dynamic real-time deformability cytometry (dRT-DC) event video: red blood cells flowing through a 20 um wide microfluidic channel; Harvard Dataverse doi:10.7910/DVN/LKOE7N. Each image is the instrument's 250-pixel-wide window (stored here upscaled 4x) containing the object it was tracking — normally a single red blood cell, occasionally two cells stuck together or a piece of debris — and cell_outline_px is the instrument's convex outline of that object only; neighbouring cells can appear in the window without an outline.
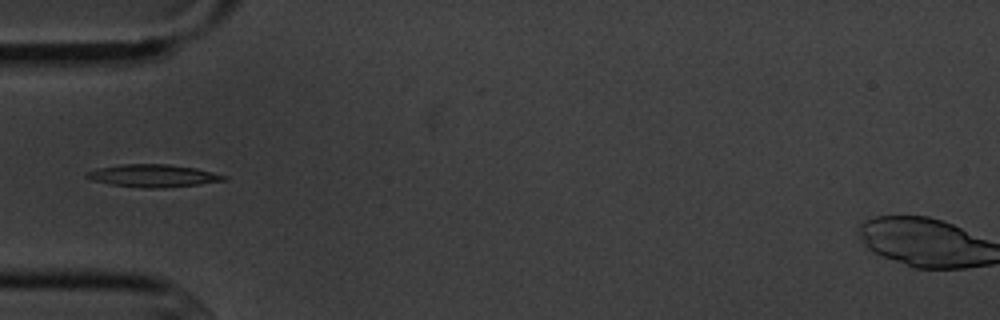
{"species": "common noctule bat (a hibernating species)", "species_latin": "Nyctalus noctula", "temperature_condition": "cold", "stored_images_in_passage": 6, "camera_frame_rate_fps": 3000, "um_per_image_px": 0.085, "animal": {"sex": "male", "body_mass_g": 20.1, "forearm_length_mm": 53.5}, "frame": {"image": 1, "passage_image": 3, "time_ms": 2.333, "image_size_px": [1000, 320], "cell_outline_px": [[228, 180], [200, 184], [160, 188], [144, 188], [108, 184], [92, 180], [84, 176], [88, 172], [100, 168], [120, 164], [168, 164], [196, 168], [228, 176]], "centroid_in_image_um": [13.04, 14.94], "position_along_channel_um": 72.0, "area_um2": 18.03}}
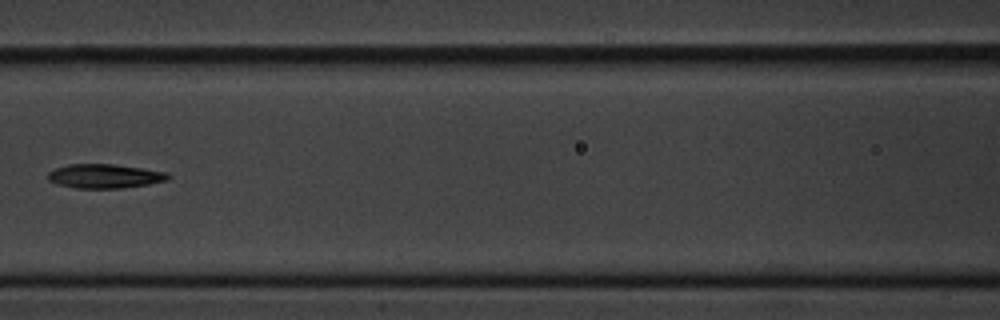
{"frame": {"image": 2, "passage_image": 5, "time_ms": 4.667, "image_size_px": [1000, 320], "cell_outline_px": [[172, 176], [168, 180], [148, 184], [120, 188], [76, 188], [56, 184], [48, 180], [48, 172], [56, 168], [68, 164], [112, 164], [168, 172]], "centroid_in_image_um": [8.9, 14.97], "position_along_channel_um": 157.7, "area_um2": 16.88}}
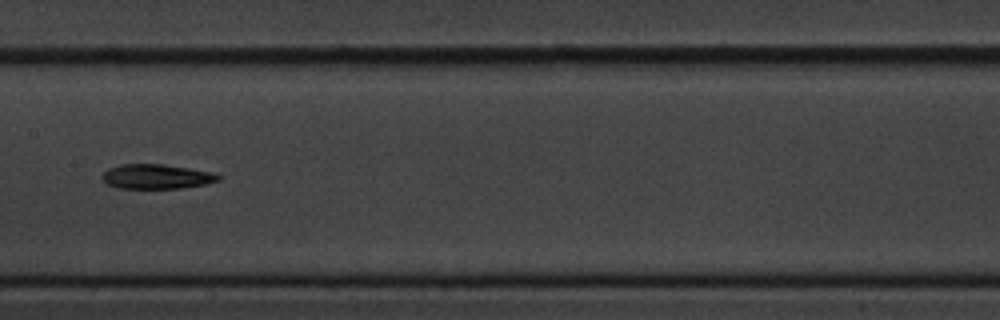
{"frame": {"image": 3, "passage_image": 6, "time_ms": 5.667, "image_size_px": [1000, 320], "cell_outline_px": [[220, 180], [204, 184], [180, 188], [120, 188], [108, 184], [104, 180], [104, 172], [108, 168], [120, 164], [164, 164], [216, 172], [220, 176]], "centroid_in_image_um": [13.35, 14.99], "position_along_channel_um": 194.0, "area_um2": 16.59}}